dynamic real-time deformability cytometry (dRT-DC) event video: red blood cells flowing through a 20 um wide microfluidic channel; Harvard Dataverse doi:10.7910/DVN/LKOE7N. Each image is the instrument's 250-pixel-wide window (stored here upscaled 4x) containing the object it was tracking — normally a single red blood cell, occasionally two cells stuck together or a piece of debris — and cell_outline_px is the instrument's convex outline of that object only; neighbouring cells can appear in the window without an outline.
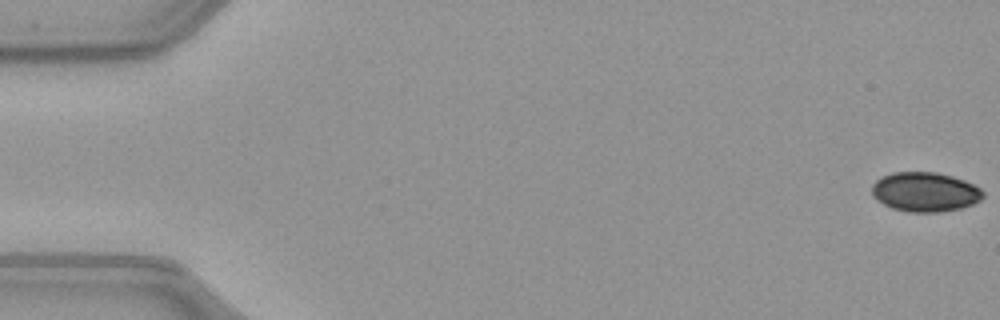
{"species": "common noctule bat (a hibernating species)", "species_latin": "Nyctalus noctula", "temperature_condition": "warm", "stored_images_in_passage": 52, "camera_frame_rate_fps": 3000, "um_per_image_px": 0.085, "animal": {"sex": "female", "body_mass_g": 21.9}, "frame": {"image": 1, "passage_image": 1, "time_ms": 0.0, "image_size_px": [1000, 320], "cell_outline_px": [[984, 196], [980, 200], [972, 204], [960, 208], [940, 212], [908, 212], [892, 208], [884, 204], [872, 196], [872, 184], [880, 176], [892, 172], [936, 172], [952, 176], [964, 180], [980, 188], [984, 192]], "centroid_in_image_um": [78.61, 16.31], "position_along_channel_um": 6.4, "area_um2": 25.66}}
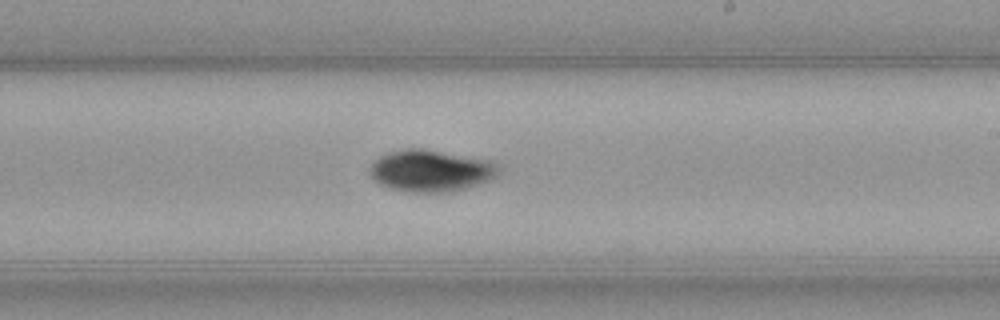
{"frame": {"image": 2, "passage_image": 31, "time_ms": 10.0, "image_size_px": [1000, 320], "cell_outline_px": [[500, 172], [492, 180], [468, 188], [452, 192], [408, 192], [388, 188], [372, 180], [368, 172], [368, 168], [380, 156], [388, 152], [404, 148], [420, 148], [492, 160], [500, 168]], "centroid_in_image_um": [36.62, 14.52], "position_along_channel_um": 252.4, "area_um2": 31.91}}
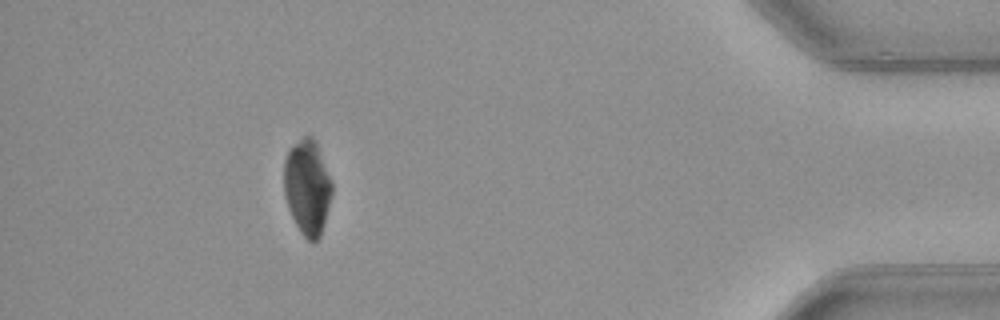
{"frame": {"image": 3, "passage_image": 47, "time_ms": 15.333, "image_size_px": [1000, 320], "cell_outline_px": [[332, 192], [328, 208], [320, 236], [316, 240], [308, 240], [300, 232], [288, 208], [284, 192], [284, 160], [288, 148], [300, 136], [312, 136], [316, 140], [332, 184]], "centroid_in_image_um": [26.1, 15.84], "position_along_channel_um": 409.1, "area_um2": 26.59}, "authors_computed_cell_mechanics": {"area_um2": 27.4839, "velocity_mm_per_s": 4.0212, "shape_relaxation_time_tau1_ms": 2.152, "shape_relaxation_time_tau2_ms": null, "deformation_change_tau1": 0.0809, "deformation_change_tau2": null}}